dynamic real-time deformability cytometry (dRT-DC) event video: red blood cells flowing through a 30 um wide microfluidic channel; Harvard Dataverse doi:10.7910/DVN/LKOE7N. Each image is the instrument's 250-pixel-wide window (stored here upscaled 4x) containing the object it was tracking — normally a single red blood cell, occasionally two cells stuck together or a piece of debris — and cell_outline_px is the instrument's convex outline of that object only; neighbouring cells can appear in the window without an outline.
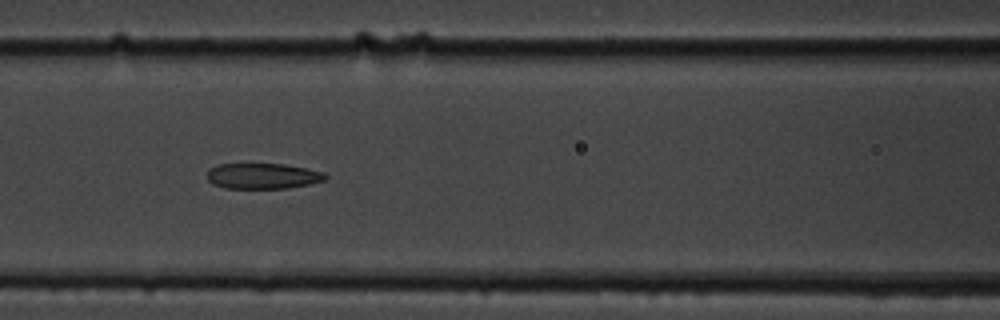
{"species": "common noctule bat (a hibernating species)", "species_latin": "Nyctalus noctula", "temperature_condition": "cold", "stored_images_in_passage": 9, "camera_frame_rate_fps": 3000, "um_per_image_px": 0.085, "animal": {"sex": "male", "body_mass_g": 19.5, "forearm_length_mm": 54.6}, "frame": {"image": 1, "passage_image": 8, "time_ms": 8.0, "image_size_px": [1000, 320], "cell_outline_px": [[328, 176], [324, 180], [308, 184], [288, 188], [224, 188], [212, 184], [208, 180], [208, 168], [216, 164], [284, 164], [308, 168], [324, 172]], "centroid_in_image_um": [22.32, 14.95], "position_along_channel_um": 144.3, "area_um2": 17.74}}
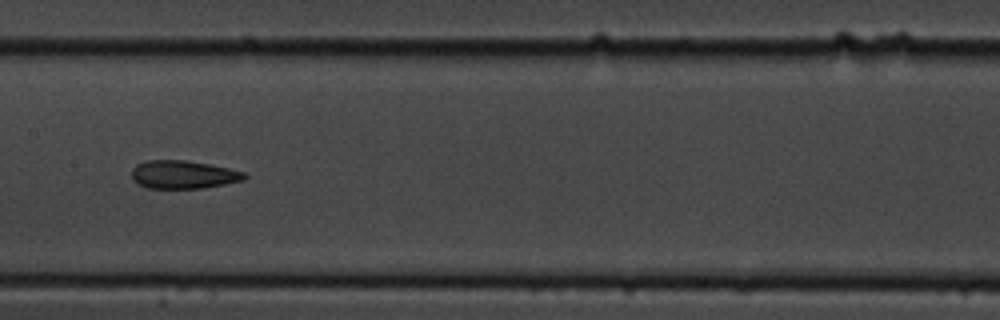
{"frame": {"image": 2, "passage_image": 9, "time_ms": 9.333, "image_size_px": [1000, 320], "cell_outline_px": [[248, 176], [244, 180], [224, 184], [200, 188], [148, 188], [136, 184], [132, 180], [132, 168], [136, 164], [148, 160], [188, 160], [228, 168], [244, 172]], "centroid_in_image_um": [15.54, 14.84], "position_along_channel_um": 191.9, "area_um2": 18.55}}